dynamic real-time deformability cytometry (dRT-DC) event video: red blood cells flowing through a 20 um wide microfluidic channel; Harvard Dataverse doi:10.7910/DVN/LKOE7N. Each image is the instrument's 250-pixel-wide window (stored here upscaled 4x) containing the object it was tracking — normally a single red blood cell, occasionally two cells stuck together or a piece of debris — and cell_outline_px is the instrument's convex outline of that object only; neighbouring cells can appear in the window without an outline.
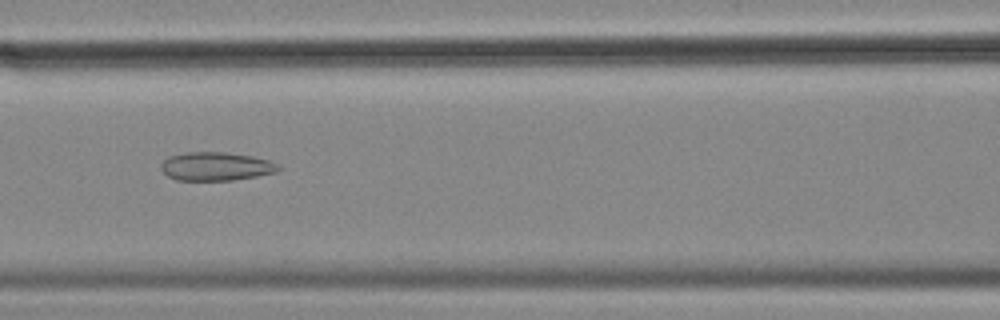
{"species": "common noctule bat (a hibernating species)", "species_latin": "Nyctalus noctula", "temperature_condition": "cold", "stored_images_in_passage": 7, "camera_frame_rate_fps": 3000, "um_per_image_px": 0.085, "animal": {"sex": "female", "body_mass_g": 18.4}, "frame": {"image": 1, "passage_image": 5, "time_ms": 1.333, "image_size_px": [1000, 320], "cell_outline_px": [[280, 168], [276, 172], [256, 176], [232, 180], [176, 180], [168, 176], [160, 168], [160, 164], [168, 156], [188, 152], [224, 152], [252, 156], [268, 160], [276, 164]], "centroid_in_image_um": [18.32, 14.14], "position_along_channel_um": 148.3, "area_um2": 19.36}}
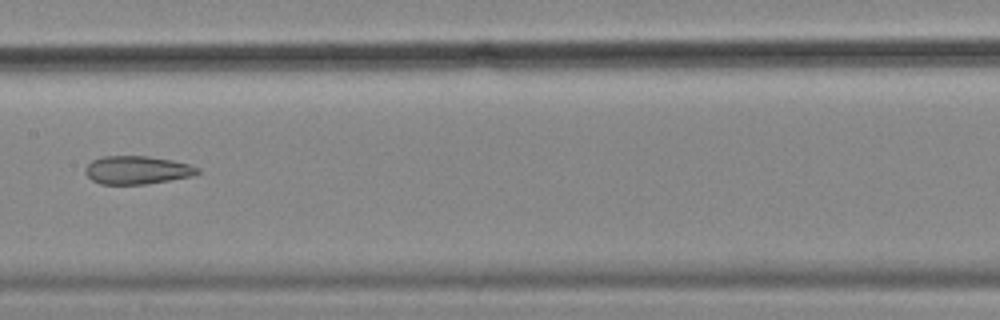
{"frame": {"image": 2, "passage_image": 6, "time_ms": 1.667, "image_size_px": [1000, 320], "cell_outline_px": [[200, 172], [192, 176], [144, 184], [100, 184], [92, 180], [84, 172], [84, 168], [92, 160], [100, 156], [148, 156], [172, 160], [188, 164], [200, 168]], "centroid_in_image_um": [11.62, 14.44], "position_along_channel_um": 195.8, "area_um2": 18.44}}
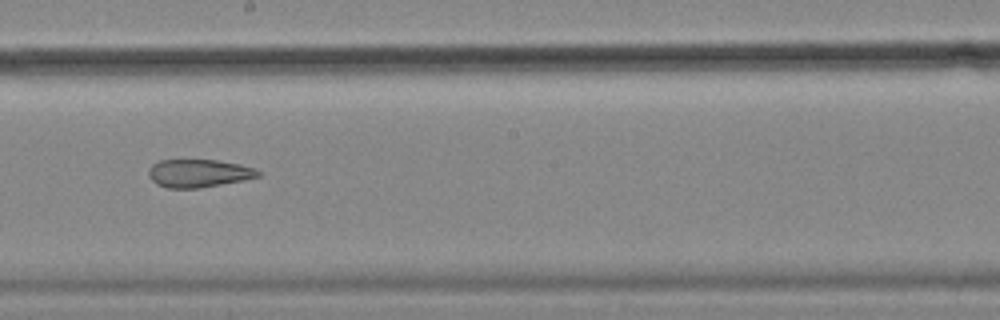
{"frame": {"image": 3, "passage_image": 7, "time_ms": 2.0, "image_size_px": [1000, 320], "cell_outline_px": [[260, 176], [244, 180], [200, 188], [168, 188], [156, 184], [148, 176], [148, 168], [152, 164], [160, 160], [216, 160], [240, 164], [256, 168], [260, 172]], "centroid_in_image_um": [16.88, 14.73], "position_along_channel_um": 231.3, "area_um2": 17.98}}